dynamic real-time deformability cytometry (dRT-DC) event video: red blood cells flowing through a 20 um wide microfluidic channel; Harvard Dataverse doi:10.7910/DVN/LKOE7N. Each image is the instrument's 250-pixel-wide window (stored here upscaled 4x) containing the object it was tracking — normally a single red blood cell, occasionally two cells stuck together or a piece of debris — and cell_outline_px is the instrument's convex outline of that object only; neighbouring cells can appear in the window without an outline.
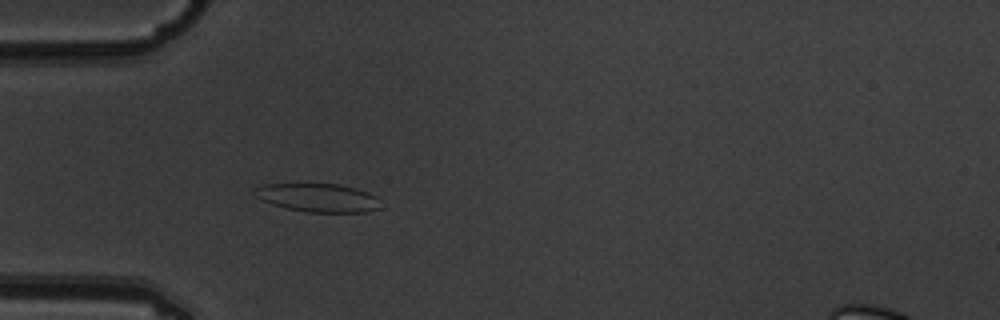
{"species": "common noctule bat (a hibernating species)", "species_latin": "Nyctalus noctula", "temperature_condition": "warm", "stored_images_in_passage": 4, "camera_frame_rate_fps": 3000, "um_per_image_px": 0.085, "animal": {"sex": "male", "body_mass_g": 19.5, "forearm_length_mm": 54.6}, "frame": {"image": 1, "passage_image": 4, "time_ms": 1.0, "image_size_px": [1000, 320], "cell_outline_px": [[384, 208], [364, 212], [308, 212], [288, 208], [272, 204], [252, 196], [256, 188], [264, 184], [336, 184], [356, 188], [368, 192], [376, 196]], "centroid_in_image_um": [27.07, 16.81], "position_along_channel_um": 57.9, "area_um2": 20.92}}